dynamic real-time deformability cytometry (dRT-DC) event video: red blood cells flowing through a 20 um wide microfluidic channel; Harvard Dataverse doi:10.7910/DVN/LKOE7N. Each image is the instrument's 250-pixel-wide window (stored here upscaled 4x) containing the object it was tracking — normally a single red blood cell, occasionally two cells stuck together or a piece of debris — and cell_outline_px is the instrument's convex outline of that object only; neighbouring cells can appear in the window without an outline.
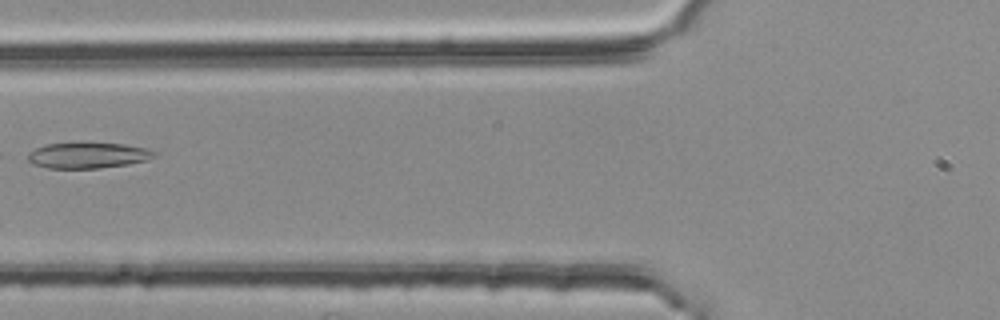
{"species": "common noctule bat (a hibernating species)", "species_latin": "Nyctalus noctula", "temperature_condition": "room temperature", "stored_images_in_passage": 4, "camera_frame_rate_fps": 3000, "um_per_image_px": 0.085, "animal": {"sex": "female", "body_mass_g": 25.1}, "frame": {"image": 1, "passage_image": 4, "time_ms": 1.0, "image_size_px": [1000, 320], "cell_outline_px": [[156, 156], [148, 160], [128, 164], [100, 168], [48, 168], [32, 164], [28, 160], [28, 152], [44, 144], [124, 144], [144, 148], [156, 152]], "centroid_in_image_um": [7.46, 13.22], "position_along_channel_um": 118.3, "area_um2": 18.67}}